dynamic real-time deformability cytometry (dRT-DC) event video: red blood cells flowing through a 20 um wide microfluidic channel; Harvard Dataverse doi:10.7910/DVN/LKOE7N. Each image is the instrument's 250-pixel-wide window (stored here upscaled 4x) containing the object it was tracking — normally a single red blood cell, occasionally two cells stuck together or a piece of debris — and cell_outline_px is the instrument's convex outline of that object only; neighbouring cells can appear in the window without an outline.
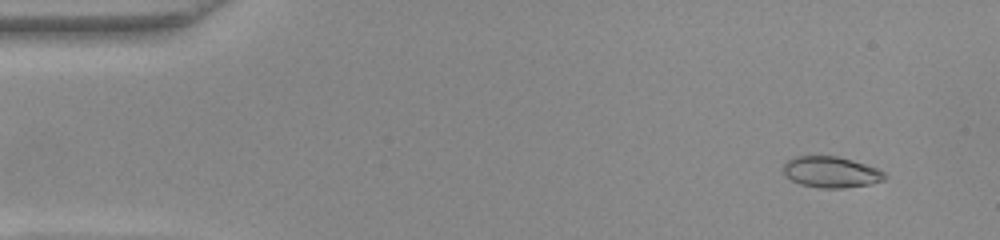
{"species": "common noctule bat (a hibernating species)", "species_latin": "Nyctalus noctula", "temperature_condition": "warm", "stored_images_in_passage": 52, "camera_frame_rate_fps": 3000, "um_per_image_px": 0.085, "animal": {"sex": "female", "body_mass_g": 22.0, "forearm_length_mm": 56.7}, "frame": {"image": 1, "passage_image": 4, "time_ms": 1.0, "image_size_px": [1000, 240], "cell_outline_px": [[888, 176], [884, 180], [872, 184], [844, 188], [820, 188], [800, 184], [792, 180], [784, 172], [784, 164], [788, 160], [796, 156], [836, 156], [852, 160], [876, 168], [884, 172]], "centroid_in_image_um": [70.67, 14.63], "position_along_channel_um": 14.3, "area_um2": 18.26}}
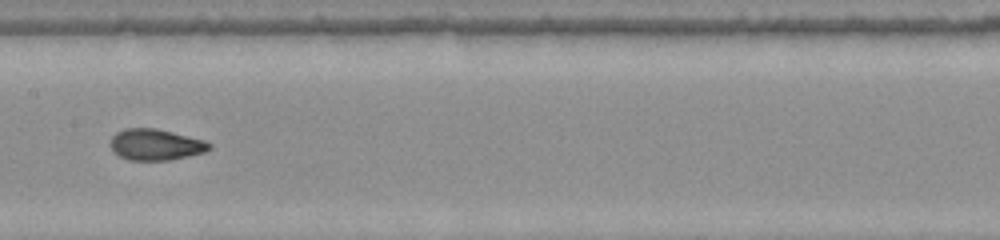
{"frame": {"image": 2, "passage_image": 26, "time_ms": 8.333, "image_size_px": [1000, 240], "cell_outline_px": [[212, 148], [204, 152], [188, 156], [168, 160], [128, 160], [112, 152], [108, 144], [112, 136], [116, 132], [124, 128], [156, 128], [204, 140], [212, 144]], "centroid_in_image_um": [13.18, 12.29], "position_along_channel_um": 194.2, "area_um2": 18.15}}
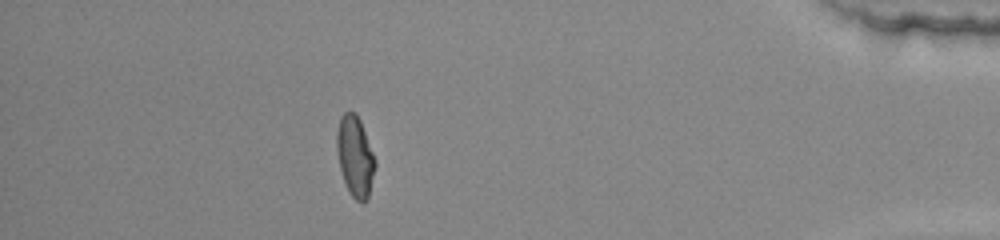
{"frame": {"image": 3, "passage_image": 46, "time_ms": 15.0, "image_size_px": [1000, 240], "cell_outline_px": [[376, 164], [368, 196], [364, 204], [360, 204], [348, 192], [340, 168], [336, 148], [336, 132], [340, 116], [344, 112], [356, 112], [360, 120], [376, 160]], "centroid_in_image_um": [30.17, 13.29], "position_along_channel_um": 405.0, "area_um2": 18.09}, "authors_computed_cell_mechanics": {"area_um2": 18.0336, "velocity_mm_per_s": 3.927, "shape_relaxation_time_tau1_ms": null, "shape_relaxation_time_tau2_ms": 1.1007, "deformation_change_tau1": null, "deformation_change_tau2": 0.0585}}